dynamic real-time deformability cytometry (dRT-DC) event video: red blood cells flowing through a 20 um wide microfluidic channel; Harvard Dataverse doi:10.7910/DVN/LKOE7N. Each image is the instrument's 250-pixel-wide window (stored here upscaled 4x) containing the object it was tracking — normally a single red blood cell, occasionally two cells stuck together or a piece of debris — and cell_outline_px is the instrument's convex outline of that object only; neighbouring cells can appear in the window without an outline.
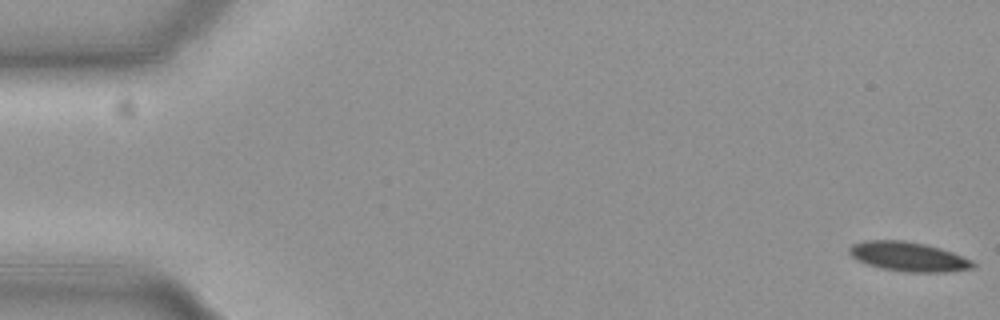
{"species": "common noctule bat (a hibernating species)", "species_latin": "Nyctalus noctula", "temperature_condition": "cold", "stored_images_in_passage": 41, "camera_frame_rate_fps": 3000, "um_per_image_px": 0.085, "animal": {"sex": "female", "body_mass_g": 19.3, "forearm_length_mm": 54.1}, "frame": {"image": 1, "passage_image": 1, "time_ms": 0.0, "image_size_px": [1000, 320], "cell_outline_px": [[976, 268], [948, 272], [904, 272], [880, 268], [856, 260], [848, 252], [848, 248], [852, 244], [864, 240], [904, 240], [924, 244], [940, 248], [952, 252], [972, 260], [976, 264]], "centroid_in_image_um": [77.22, 21.82], "position_along_channel_um": 7.8, "area_um2": 21.39}}
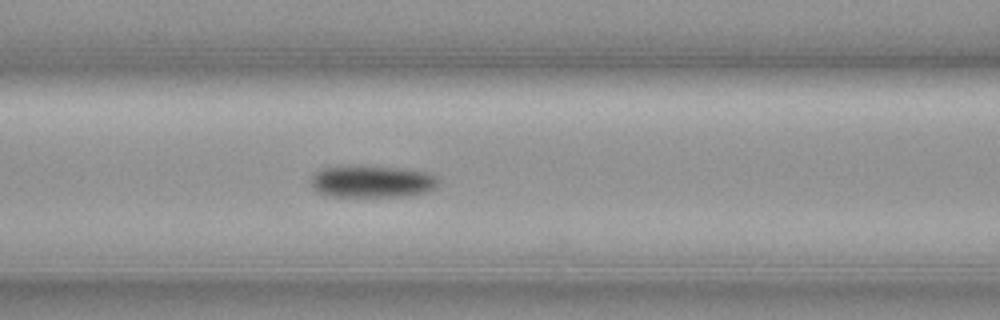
{"frame": {"image": 2, "passage_image": 24, "time_ms": 7.667, "image_size_px": [1000, 320], "cell_outline_px": [[440, 180], [436, 188], [428, 192], [408, 196], [328, 196], [316, 192], [308, 184], [308, 180], [316, 172], [324, 168], [356, 164], [400, 168], [428, 172], [436, 176]], "centroid_in_image_um": [31.6, 15.41], "position_along_channel_um": 135.0, "area_um2": 24.57}}
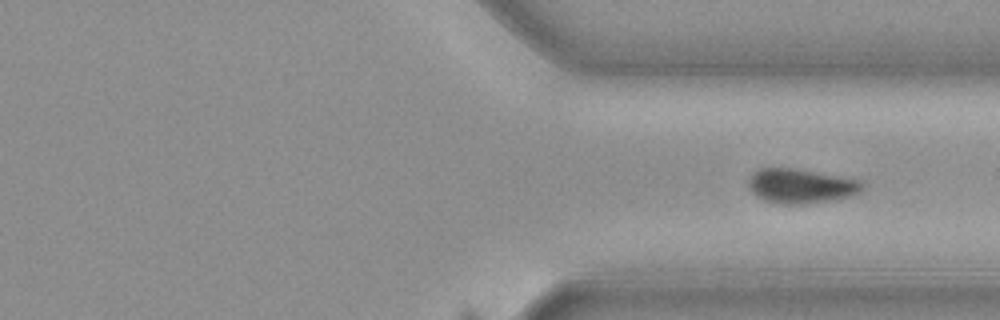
{"frame": {"image": 3, "passage_image": 41, "time_ms": 13.333, "image_size_px": [1000, 320], "cell_outline_px": [[864, 188], [860, 192], [852, 196], [804, 204], [776, 204], [764, 200], [756, 196], [752, 192], [748, 184], [748, 180], [752, 172], [760, 168], [792, 168], [860, 180], [864, 184]], "centroid_in_image_um": [68.04, 15.81], "position_along_channel_um": 343.4, "area_um2": 22.83}}